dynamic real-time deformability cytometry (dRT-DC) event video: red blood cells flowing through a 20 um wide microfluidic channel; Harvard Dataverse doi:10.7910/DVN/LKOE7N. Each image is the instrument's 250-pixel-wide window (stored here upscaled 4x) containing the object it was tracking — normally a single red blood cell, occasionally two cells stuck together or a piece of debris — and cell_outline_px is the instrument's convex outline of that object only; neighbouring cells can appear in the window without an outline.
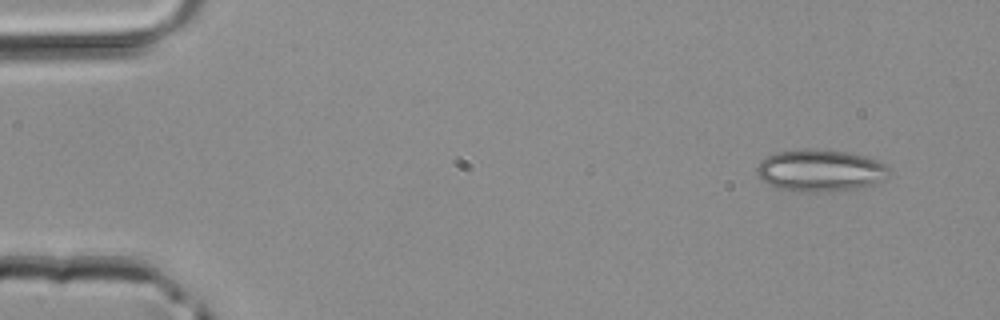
{"species": "common noctule bat (a hibernating species)", "species_latin": "Nyctalus noctula", "temperature_condition": "room temperature", "stored_images_in_passage": 4, "camera_frame_rate_fps": 3000, "um_per_image_px": 0.085, "animal": {"sex": "male", "body_mass_g": 20.4}, "frame": {"image": 1, "passage_image": 1, "time_ms": 0.0, "image_size_px": [1000, 320], "cell_outline_px": [[892, 172], [884, 180], [876, 184], [856, 188], [828, 192], [792, 192], [776, 188], [768, 184], [756, 172], [756, 168], [760, 160], [776, 152], [800, 148], [816, 148], [852, 152], [888, 164]], "centroid_in_image_um": [69.75, 14.49], "position_along_channel_um": 15.2, "area_um2": 33.23}}